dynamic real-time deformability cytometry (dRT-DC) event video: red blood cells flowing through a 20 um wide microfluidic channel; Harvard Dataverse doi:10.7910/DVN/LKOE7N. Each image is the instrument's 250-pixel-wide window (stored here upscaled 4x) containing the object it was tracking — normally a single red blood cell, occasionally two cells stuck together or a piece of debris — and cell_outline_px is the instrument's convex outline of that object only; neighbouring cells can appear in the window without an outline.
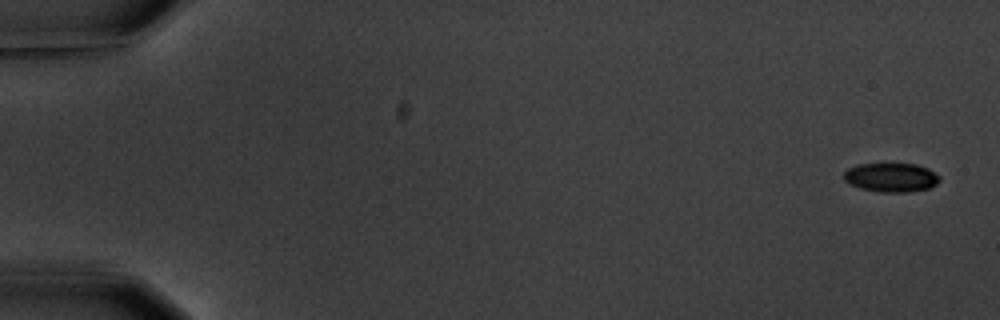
{"species": "common noctule bat (a hibernating species)", "species_latin": "Nyctalus noctula", "temperature_condition": "warm", "stored_images_in_passage": 7, "camera_frame_rate_fps": 3000, "um_per_image_px": 0.085, "animal": {"sex": "male", "body_mass_g": 20.1, "forearm_length_mm": 53.5}, "frame": {"image": 1, "passage_image": 1, "time_ms": 0.0, "image_size_px": [1000, 320], "cell_outline_px": [[940, 180], [936, 184], [928, 188], [908, 192], [880, 192], [860, 188], [848, 184], [844, 180], [844, 172], [848, 168], [856, 164], [880, 160], [892, 160], [916, 164], [928, 168], [940, 176]], "centroid_in_image_um": [75.7, 15.0], "position_along_channel_um": 9.3, "area_um2": 17.28}}
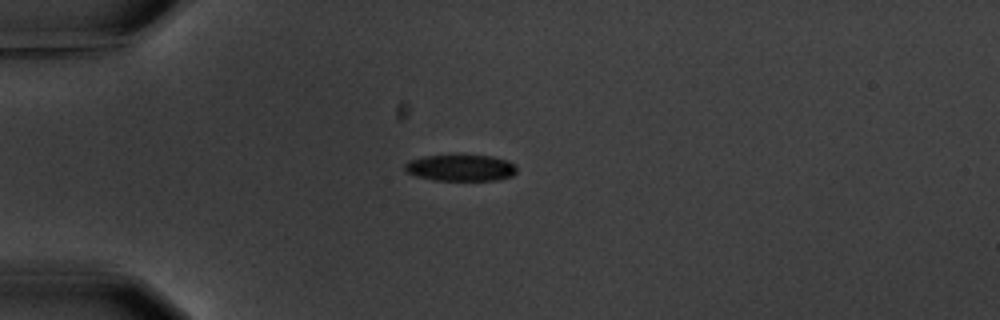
{"frame": {"image": 2, "passage_image": 5, "time_ms": 4.667, "image_size_px": [1000, 320], "cell_outline_px": [[516, 172], [512, 176], [496, 180], [432, 180], [416, 176], [404, 172], [404, 164], [408, 160], [424, 156], [492, 156], [508, 160], [516, 164]], "centroid_in_image_um": [39.14, 14.27], "position_along_channel_um": 45.9, "area_um2": 17.28}}